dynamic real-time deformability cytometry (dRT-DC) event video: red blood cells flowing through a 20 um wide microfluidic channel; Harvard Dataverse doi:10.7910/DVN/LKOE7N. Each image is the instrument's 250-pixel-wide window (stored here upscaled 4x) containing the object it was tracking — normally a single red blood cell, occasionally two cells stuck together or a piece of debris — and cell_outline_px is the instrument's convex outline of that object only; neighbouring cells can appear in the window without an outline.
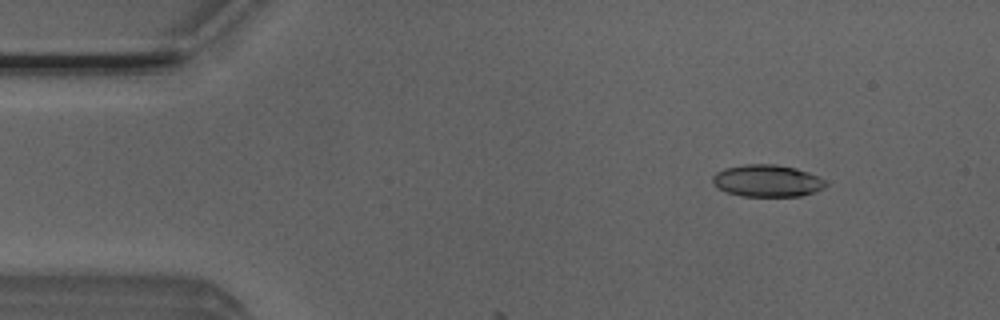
{"species": "Egyptian fruit bat (a non-hibernating species)", "species_latin": "Rousettus aegyptiacus", "temperature_condition": "room temperature", "stored_images_in_passage": 4, "camera_frame_rate_fps": 3000, "um_per_image_px": 0.085, "animal": {"sex": "male"}, "frame": {"image": 1, "passage_image": 4, "time_ms": 1.0, "image_size_px": [1000, 320], "cell_outline_px": [[828, 184], [824, 188], [816, 192], [800, 196], [744, 196], [728, 192], [712, 184], [712, 176], [716, 172], [724, 168], [744, 164], [776, 164], [796, 168], [808, 172], [824, 180]], "centroid_in_image_um": [65.21, 15.36], "position_along_channel_um": 19.8, "area_um2": 21.15}}